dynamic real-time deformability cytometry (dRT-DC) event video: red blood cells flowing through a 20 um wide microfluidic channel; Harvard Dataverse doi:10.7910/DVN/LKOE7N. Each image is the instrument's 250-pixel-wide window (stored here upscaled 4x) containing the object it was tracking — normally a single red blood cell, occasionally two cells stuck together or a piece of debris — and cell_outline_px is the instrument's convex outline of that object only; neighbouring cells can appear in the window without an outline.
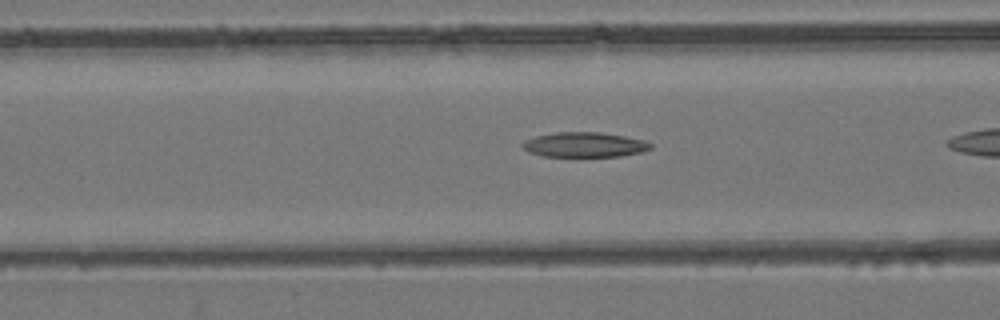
{"species": "common noctule bat (a hibernating species)", "species_latin": "Nyctalus noctula", "temperature_condition": "room temperature", "stored_images_in_passage": 17, "camera_frame_rate_fps": 3000, "um_per_image_px": 0.085, "animal": {"sex": "female", "body_mass_g": 24.6, "forearm_length_mm": 56.2}, "frame": {"image": 1, "passage_image": 6, "time_ms": 1.667, "image_size_px": [1000, 320], "cell_outline_px": [[652, 148], [640, 152], [620, 156], [540, 156], [528, 152], [520, 144], [524, 140], [536, 136], [556, 132], [600, 132], [624, 136], [644, 140], [652, 144]], "centroid_in_image_um": [49.65, 12.3], "position_along_channel_um": 117.0, "area_um2": 18.55}}
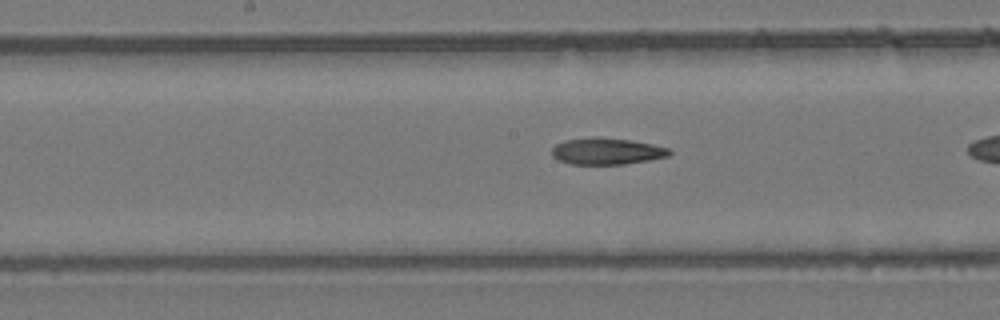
{"frame": {"image": 2, "passage_image": 12, "time_ms": 3.667, "image_size_px": [1000, 320], "cell_outline_px": [[672, 152], [668, 156], [648, 160], [624, 164], [568, 164], [556, 160], [552, 156], [552, 148], [556, 144], [564, 140], [628, 140], [652, 144], [668, 148]], "centroid_in_image_um": [51.56, 12.91], "position_along_channel_um": 196.6, "area_um2": 17.34}}
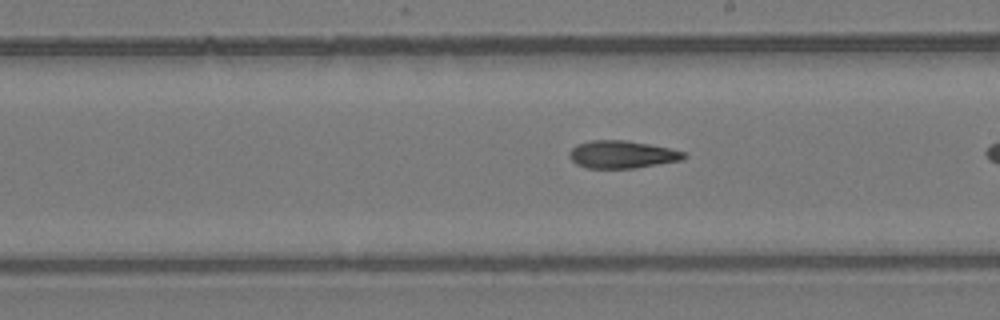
{"frame": {"image": 3, "passage_image": 15, "time_ms": 4.667, "image_size_px": [1000, 320], "cell_outline_px": [[688, 156], [680, 160], [632, 168], [588, 168], [576, 164], [568, 156], [568, 152], [576, 144], [592, 140], [624, 140], [648, 144], [668, 148], [684, 152]], "centroid_in_image_um": [52.81, 13.12], "position_along_channel_um": 236.2, "area_um2": 18.21}}